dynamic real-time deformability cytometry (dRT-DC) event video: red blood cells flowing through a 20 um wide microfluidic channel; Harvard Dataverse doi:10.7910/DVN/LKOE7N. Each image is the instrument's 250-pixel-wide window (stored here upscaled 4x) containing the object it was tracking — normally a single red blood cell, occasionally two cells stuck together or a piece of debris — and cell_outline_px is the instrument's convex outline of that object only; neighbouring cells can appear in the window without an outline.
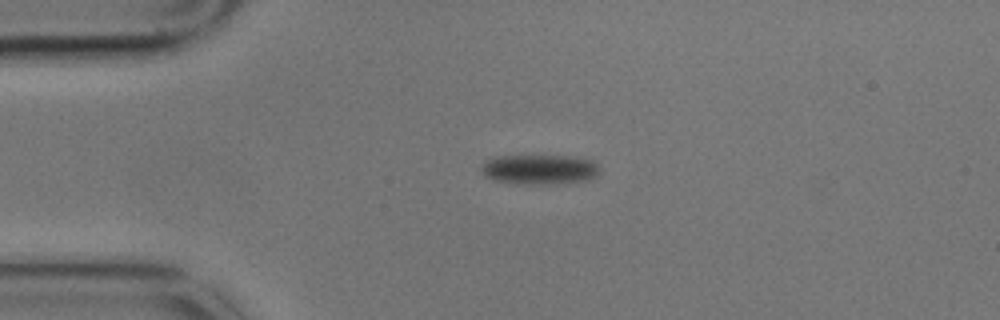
{"species": "common noctule bat (a hibernating species)", "species_latin": "Nyctalus noctula", "temperature_condition": "cold", "stored_images_in_passage": 4, "camera_frame_rate_fps": 3000, "um_per_image_px": 0.085, "animal": {"sex": "male", "body_mass_g": 17.9}, "frame": {"image": 1, "passage_image": 3, "time_ms": 0.667, "image_size_px": [1000, 320], "cell_outline_px": [[600, 172], [596, 176], [588, 180], [548, 184], [516, 184], [492, 180], [484, 176], [480, 168], [480, 164], [496, 156], [572, 156], [592, 160], [600, 168]], "centroid_in_image_um": [45.83, 14.4], "position_along_channel_um": 39.2, "area_um2": 20.81}}